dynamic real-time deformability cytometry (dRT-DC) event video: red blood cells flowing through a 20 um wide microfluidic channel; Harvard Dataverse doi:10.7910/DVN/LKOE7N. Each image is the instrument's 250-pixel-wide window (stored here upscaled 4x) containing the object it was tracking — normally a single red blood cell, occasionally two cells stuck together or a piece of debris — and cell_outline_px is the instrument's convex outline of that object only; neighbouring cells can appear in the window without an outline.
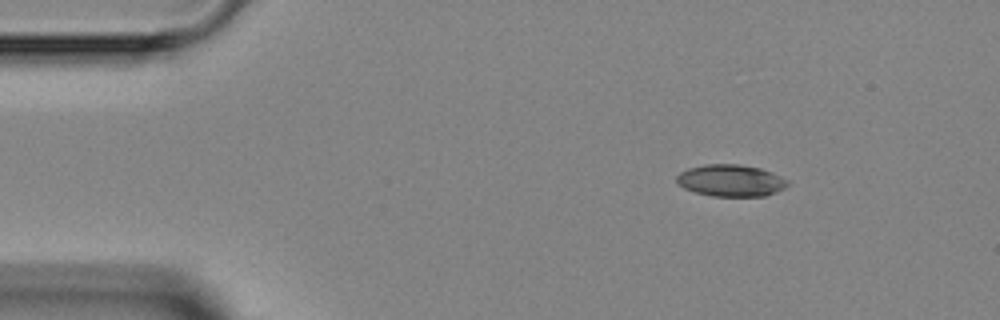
{"species": "Egyptian fruit bat (a non-hibernating species)", "species_latin": "Rousettus aegyptiacus", "temperature_condition": "room temperature", "stored_images_in_passage": 3, "camera_frame_rate_fps": 3000, "um_per_image_px": 0.085, "animal": {"sex": "female"}, "frame": {"image": 1, "passage_image": 1, "time_ms": 0.0, "image_size_px": [1000, 320], "cell_outline_px": [[788, 184], [784, 188], [776, 192], [764, 196], [712, 196], [696, 192], [684, 188], [676, 180], [676, 176], [680, 172], [688, 168], [704, 164], [740, 164], [760, 168], [772, 172], [788, 180]], "centroid_in_image_um": [62.12, 15.34], "position_along_channel_um": 22.9, "area_um2": 20.58}}
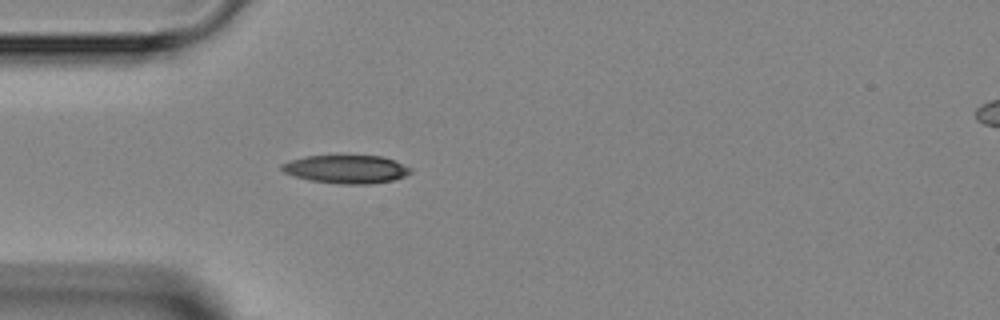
{"frame": {"image": 2, "passage_image": 3, "time_ms": 2.333, "image_size_px": [1000, 320], "cell_outline_px": [[412, 172], [404, 176], [392, 180], [368, 184], [340, 184], [308, 180], [284, 172], [280, 168], [280, 164], [292, 160], [308, 156], [380, 156], [392, 160], [412, 168]], "centroid_in_image_um": [29.42, 14.39], "position_along_channel_um": 55.6, "area_um2": 20.92}}